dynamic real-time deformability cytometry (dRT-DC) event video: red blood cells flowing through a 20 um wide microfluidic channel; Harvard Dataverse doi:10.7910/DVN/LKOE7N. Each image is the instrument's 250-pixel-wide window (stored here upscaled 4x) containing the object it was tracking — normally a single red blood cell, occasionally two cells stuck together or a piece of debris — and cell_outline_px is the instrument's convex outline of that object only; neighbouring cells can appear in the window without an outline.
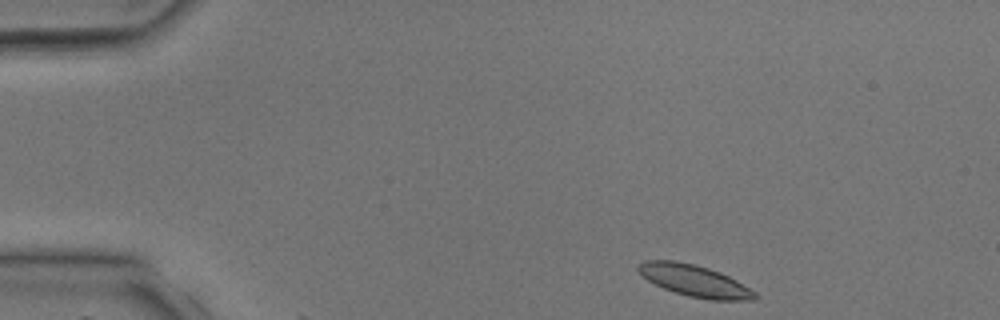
{"species": "common noctule bat (a hibernating species)", "species_latin": "Nyctalus noctula", "temperature_condition": "room temperature", "stored_images_in_passage": 2, "segment_of_instrument_passage": [2, 2], "camera_frame_rate_fps": 3000, "um_per_image_px": 0.085, "animal": {"sex": "male", "body_mass_g": 17.9, "forearm_length_mm": 54.2}, "frame": {"image": 1, "passage_image": 2, "time_ms": 1.333, "image_size_px": [1000, 320], "cell_outline_px": [[760, 296], [752, 300], [708, 300], [688, 296], [664, 288], [648, 280], [636, 268], [644, 260], [672, 260], [692, 264], [708, 268], [720, 272], [736, 280], [756, 292]], "centroid_in_image_um": [59.07, 23.87], "position_along_channel_um": 25.9, "area_um2": 21.27}}